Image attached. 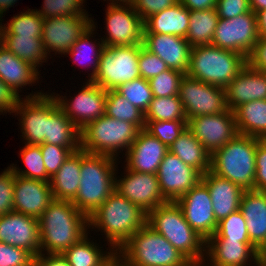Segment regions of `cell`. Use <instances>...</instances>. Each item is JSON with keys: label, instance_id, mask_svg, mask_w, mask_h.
<instances>
[{"label": "cell", "instance_id": "cell-1", "mask_svg": "<svg viewBox=\"0 0 266 266\" xmlns=\"http://www.w3.org/2000/svg\"><path fill=\"white\" fill-rule=\"evenodd\" d=\"M88 228V217L72 201L53 199L39 218L40 254H62L87 235Z\"/></svg>", "mask_w": 266, "mask_h": 266}, {"label": "cell", "instance_id": "cell-2", "mask_svg": "<svg viewBox=\"0 0 266 266\" xmlns=\"http://www.w3.org/2000/svg\"><path fill=\"white\" fill-rule=\"evenodd\" d=\"M146 223L147 213L116 190L88 217V226L103 231L116 253Z\"/></svg>", "mask_w": 266, "mask_h": 266}, {"label": "cell", "instance_id": "cell-3", "mask_svg": "<svg viewBox=\"0 0 266 266\" xmlns=\"http://www.w3.org/2000/svg\"><path fill=\"white\" fill-rule=\"evenodd\" d=\"M115 157L81 150L80 185L72 203L91 216L116 188Z\"/></svg>", "mask_w": 266, "mask_h": 266}, {"label": "cell", "instance_id": "cell-4", "mask_svg": "<svg viewBox=\"0 0 266 266\" xmlns=\"http://www.w3.org/2000/svg\"><path fill=\"white\" fill-rule=\"evenodd\" d=\"M257 137L237 134L211 155L210 171L242 190H254Z\"/></svg>", "mask_w": 266, "mask_h": 266}, {"label": "cell", "instance_id": "cell-5", "mask_svg": "<svg viewBox=\"0 0 266 266\" xmlns=\"http://www.w3.org/2000/svg\"><path fill=\"white\" fill-rule=\"evenodd\" d=\"M116 254L120 266H180L187 260L147 223Z\"/></svg>", "mask_w": 266, "mask_h": 266}, {"label": "cell", "instance_id": "cell-6", "mask_svg": "<svg viewBox=\"0 0 266 266\" xmlns=\"http://www.w3.org/2000/svg\"><path fill=\"white\" fill-rule=\"evenodd\" d=\"M247 65V57L212 44L193 46L187 75L226 88Z\"/></svg>", "mask_w": 266, "mask_h": 266}, {"label": "cell", "instance_id": "cell-7", "mask_svg": "<svg viewBox=\"0 0 266 266\" xmlns=\"http://www.w3.org/2000/svg\"><path fill=\"white\" fill-rule=\"evenodd\" d=\"M147 224L187 259L205 257L206 240L188 224L176 202L168 201L151 210L147 214Z\"/></svg>", "mask_w": 266, "mask_h": 266}, {"label": "cell", "instance_id": "cell-8", "mask_svg": "<svg viewBox=\"0 0 266 266\" xmlns=\"http://www.w3.org/2000/svg\"><path fill=\"white\" fill-rule=\"evenodd\" d=\"M139 129L130 122L120 121L106 114L90 122L81 130V150L117 158L118 152L128 151ZM124 148V149H123Z\"/></svg>", "mask_w": 266, "mask_h": 266}, {"label": "cell", "instance_id": "cell-9", "mask_svg": "<svg viewBox=\"0 0 266 266\" xmlns=\"http://www.w3.org/2000/svg\"><path fill=\"white\" fill-rule=\"evenodd\" d=\"M139 53L140 45L104 47L98 70L91 81L108 91L139 78Z\"/></svg>", "mask_w": 266, "mask_h": 266}, {"label": "cell", "instance_id": "cell-10", "mask_svg": "<svg viewBox=\"0 0 266 266\" xmlns=\"http://www.w3.org/2000/svg\"><path fill=\"white\" fill-rule=\"evenodd\" d=\"M178 96L187 119L228 110L225 88L191 78L187 74L180 83Z\"/></svg>", "mask_w": 266, "mask_h": 266}, {"label": "cell", "instance_id": "cell-11", "mask_svg": "<svg viewBox=\"0 0 266 266\" xmlns=\"http://www.w3.org/2000/svg\"><path fill=\"white\" fill-rule=\"evenodd\" d=\"M259 38L256 13L251 10L231 19L219 18L211 44L248 58Z\"/></svg>", "mask_w": 266, "mask_h": 266}, {"label": "cell", "instance_id": "cell-12", "mask_svg": "<svg viewBox=\"0 0 266 266\" xmlns=\"http://www.w3.org/2000/svg\"><path fill=\"white\" fill-rule=\"evenodd\" d=\"M106 11L105 47L143 44L144 21L132 4H109ZM129 7V8H128Z\"/></svg>", "mask_w": 266, "mask_h": 266}, {"label": "cell", "instance_id": "cell-13", "mask_svg": "<svg viewBox=\"0 0 266 266\" xmlns=\"http://www.w3.org/2000/svg\"><path fill=\"white\" fill-rule=\"evenodd\" d=\"M82 87L72 101L59 94L54 96L59 108L80 130L105 115L107 93L91 80Z\"/></svg>", "mask_w": 266, "mask_h": 266}, {"label": "cell", "instance_id": "cell-14", "mask_svg": "<svg viewBox=\"0 0 266 266\" xmlns=\"http://www.w3.org/2000/svg\"><path fill=\"white\" fill-rule=\"evenodd\" d=\"M187 129L212 155L237 134L234 111L228 109L212 115L187 119Z\"/></svg>", "mask_w": 266, "mask_h": 266}, {"label": "cell", "instance_id": "cell-15", "mask_svg": "<svg viewBox=\"0 0 266 266\" xmlns=\"http://www.w3.org/2000/svg\"><path fill=\"white\" fill-rule=\"evenodd\" d=\"M89 15L58 16L44 19L41 40L47 54L67 53L72 45L92 27ZM51 50V51H50Z\"/></svg>", "mask_w": 266, "mask_h": 266}, {"label": "cell", "instance_id": "cell-16", "mask_svg": "<svg viewBox=\"0 0 266 266\" xmlns=\"http://www.w3.org/2000/svg\"><path fill=\"white\" fill-rule=\"evenodd\" d=\"M175 202L188 224L206 241L216 232L218 223L211 196L202 180Z\"/></svg>", "mask_w": 266, "mask_h": 266}, {"label": "cell", "instance_id": "cell-17", "mask_svg": "<svg viewBox=\"0 0 266 266\" xmlns=\"http://www.w3.org/2000/svg\"><path fill=\"white\" fill-rule=\"evenodd\" d=\"M202 173L168 151L159 165L158 181L164 198L175 202L202 180Z\"/></svg>", "mask_w": 266, "mask_h": 266}, {"label": "cell", "instance_id": "cell-18", "mask_svg": "<svg viewBox=\"0 0 266 266\" xmlns=\"http://www.w3.org/2000/svg\"><path fill=\"white\" fill-rule=\"evenodd\" d=\"M126 169V176L117 180L115 190L147 214L168 201L164 198L157 174L139 173Z\"/></svg>", "mask_w": 266, "mask_h": 266}, {"label": "cell", "instance_id": "cell-19", "mask_svg": "<svg viewBox=\"0 0 266 266\" xmlns=\"http://www.w3.org/2000/svg\"><path fill=\"white\" fill-rule=\"evenodd\" d=\"M0 242L40 254L39 219L15 211L0 215Z\"/></svg>", "mask_w": 266, "mask_h": 266}, {"label": "cell", "instance_id": "cell-20", "mask_svg": "<svg viewBox=\"0 0 266 266\" xmlns=\"http://www.w3.org/2000/svg\"><path fill=\"white\" fill-rule=\"evenodd\" d=\"M20 115L22 137L25 144L40 145L47 138L48 93L38 92L22 98L14 113ZM22 120V121H21Z\"/></svg>", "mask_w": 266, "mask_h": 266}, {"label": "cell", "instance_id": "cell-21", "mask_svg": "<svg viewBox=\"0 0 266 266\" xmlns=\"http://www.w3.org/2000/svg\"><path fill=\"white\" fill-rule=\"evenodd\" d=\"M205 252L210 262L208 264L211 266H247L249 265L247 262L251 259L257 266L266 264L265 259L251 242H240L229 238H209L206 241Z\"/></svg>", "mask_w": 266, "mask_h": 266}, {"label": "cell", "instance_id": "cell-22", "mask_svg": "<svg viewBox=\"0 0 266 266\" xmlns=\"http://www.w3.org/2000/svg\"><path fill=\"white\" fill-rule=\"evenodd\" d=\"M53 199L49 182L15 175L13 211L39 219Z\"/></svg>", "mask_w": 266, "mask_h": 266}, {"label": "cell", "instance_id": "cell-23", "mask_svg": "<svg viewBox=\"0 0 266 266\" xmlns=\"http://www.w3.org/2000/svg\"><path fill=\"white\" fill-rule=\"evenodd\" d=\"M169 148L145 129H140L134 143L125 152L126 168L139 173L157 174Z\"/></svg>", "mask_w": 266, "mask_h": 266}, {"label": "cell", "instance_id": "cell-24", "mask_svg": "<svg viewBox=\"0 0 266 266\" xmlns=\"http://www.w3.org/2000/svg\"><path fill=\"white\" fill-rule=\"evenodd\" d=\"M143 46L160 57L169 69L187 74L192 46L186 38L176 35L144 33Z\"/></svg>", "mask_w": 266, "mask_h": 266}, {"label": "cell", "instance_id": "cell-25", "mask_svg": "<svg viewBox=\"0 0 266 266\" xmlns=\"http://www.w3.org/2000/svg\"><path fill=\"white\" fill-rule=\"evenodd\" d=\"M239 210L245 218L251 244L266 261V191H244Z\"/></svg>", "mask_w": 266, "mask_h": 266}, {"label": "cell", "instance_id": "cell-26", "mask_svg": "<svg viewBox=\"0 0 266 266\" xmlns=\"http://www.w3.org/2000/svg\"><path fill=\"white\" fill-rule=\"evenodd\" d=\"M228 109L241 104L266 99V72L253 69L248 63L225 88Z\"/></svg>", "mask_w": 266, "mask_h": 266}, {"label": "cell", "instance_id": "cell-27", "mask_svg": "<svg viewBox=\"0 0 266 266\" xmlns=\"http://www.w3.org/2000/svg\"><path fill=\"white\" fill-rule=\"evenodd\" d=\"M81 130L59 108L54 95L48 94L47 138L44 143L68 147L72 152L81 149Z\"/></svg>", "mask_w": 266, "mask_h": 266}, {"label": "cell", "instance_id": "cell-28", "mask_svg": "<svg viewBox=\"0 0 266 266\" xmlns=\"http://www.w3.org/2000/svg\"><path fill=\"white\" fill-rule=\"evenodd\" d=\"M202 181L209 190L217 223L239 210L244 190L237 184L215 175L210 170L202 175Z\"/></svg>", "mask_w": 266, "mask_h": 266}, {"label": "cell", "instance_id": "cell-29", "mask_svg": "<svg viewBox=\"0 0 266 266\" xmlns=\"http://www.w3.org/2000/svg\"><path fill=\"white\" fill-rule=\"evenodd\" d=\"M190 24V10L179 1L144 21V33L176 35L186 38Z\"/></svg>", "mask_w": 266, "mask_h": 266}, {"label": "cell", "instance_id": "cell-30", "mask_svg": "<svg viewBox=\"0 0 266 266\" xmlns=\"http://www.w3.org/2000/svg\"><path fill=\"white\" fill-rule=\"evenodd\" d=\"M81 149L64 161L51 178L50 185L54 199L73 201L80 185Z\"/></svg>", "mask_w": 266, "mask_h": 266}, {"label": "cell", "instance_id": "cell-31", "mask_svg": "<svg viewBox=\"0 0 266 266\" xmlns=\"http://www.w3.org/2000/svg\"><path fill=\"white\" fill-rule=\"evenodd\" d=\"M39 72L29 63L18 58L6 47L0 48V79L17 92L23 86L35 84L40 77Z\"/></svg>", "mask_w": 266, "mask_h": 266}, {"label": "cell", "instance_id": "cell-32", "mask_svg": "<svg viewBox=\"0 0 266 266\" xmlns=\"http://www.w3.org/2000/svg\"><path fill=\"white\" fill-rule=\"evenodd\" d=\"M234 114L238 134L266 139V99L241 104Z\"/></svg>", "mask_w": 266, "mask_h": 266}, {"label": "cell", "instance_id": "cell-33", "mask_svg": "<svg viewBox=\"0 0 266 266\" xmlns=\"http://www.w3.org/2000/svg\"><path fill=\"white\" fill-rule=\"evenodd\" d=\"M169 151L202 174H205L211 168L210 153L187 128L172 143Z\"/></svg>", "mask_w": 266, "mask_h": 266}, {"label": "cell", "instance_id": "cell-34", "mask_svg": "<svg viewBox=\"0 0 266 266\" xmlns=\"http://www.w3.org/2000/svg\"><path fill=\"white\" fill-rule=\"evenodd\" d=\"M88 234L65 250L62 255L70 266H109L116 258V251L103 253L96 243L88 240Z\"/></svg>", "mask_w": 266, "mask_h": 266}, {"label": "cell", "instance_id": "cell-35", "mask_svg": "<svg viewBox=\"0 0 266 266\" xmlns=\"http://www.w3.org/2000/svg\"><path fill=\"white\" fill-rule=\"evenodd\" d=\"M4 47L36 69L48 58L41 37L8 35L5 32Z\"/></svg>", "mask_w": 266, "mask_h": 266}, {"label": "cell", "instance_id": "cell-36", "mask_svg": "<svg viewBox=\"0 0 266 266\" xmlns=\"http://www.w3.org/2000/svg\"><path fill=\"white\" fill-rule=\"evenodd\" d=\"M218 21L216 9L190 11L186 40L192 47L211 44Z\"/></svg>", "mask_w": 266, "mask_h": 266}, {"label": "cell", "instance_id": "cell-37", "mask_svg": "<svg viewBox=\"0 0 266 266\" xmlns=\"http://www.w3.org/2000/svg\"><path fill=\"white\" fill-rule=\"evenodd\" d=\"M105 108L107 116L133 123L139 130L145 129L144 113L116 90L107 91Z\"/></svg>", "mask_w": 266, "mask_h": 266}, {"label": "cell", "instance_id": "cell-38", "mask_svg": "<svg viewBox=\"0 0 266 266\" xmlns=\"http://www.w3.org/2000/svg\"><path fill=\"white\" fill-rule=\"evenodd\" d=\"M145 121L187 120L184 107L178 95L153 97L146 112Z\"/></svg>", "mask_w": 266, "mask_h": 266}, {"label": "cell", "instance_id": "cell-39", "mask_svg": "<svg viewBox=\"0 0 266 266\" xmlns=\"http://www.w3.org/2000/svg\"><path fill=\"white\" fill-rule=\"evenodd\" d=\"M93 31H95L94 21H92V27L89 28V30L87 32H85V34H83L72 45L71 49L66 53L68 55L70 54L71 57L73 58V60L75 62H77V64L79 62L81 64L82 62H85V61L90 62V65L92 67V73L88 76V77H90L88 80H92L94 78V76L98 70V67H99V58L101 55V51L105 47L102 40H101V42L98 41L97 45L94 44V43H96V41L95 42H92V40L90 41V37L94 33ZM95 47H97V48H95ZM82 59H83V61H82ZM92 64H93V66H92ZM81 66H82V64H81ZM86 66H87V64H86Z\"/></svg>", "mask_w": 266, "mask_h": 266}, {"label": "cell", "instance_id": "cell-40", "mask_svg": "<svg viewBox=\"0 0 266 266\" xmlns=\"http://www.w3.org/2000/svg\"><path fill=\"white\" fill-rule=\"evenodd\" d=\"M25 147L20 151L22 162L27 167L25 170L19 169L16 166H9L15 175L44 182L51 181V177L45 169L43 156L39 145L25 144Z\"/></svg>", "mask_w": 266, "mask_h": 266}, {"label": "cell", "instance_id": "cell-41", "mask_svg": "<svg viewBox=\"0 0 266 266\" xmlns=\"http://www.w3.org/2000/svg\"><path fill=\"white\" fill-rule=\"evenodd\" d=\"M43 23L44 18L37 11L28 9L13 16L4 30L8 35L41 37Z\"/></svg>", "mask_w": 266, "mask_h": 266}, {"label": "cell", "instance_id": "cell-42", "mask_svg": "<svg viewBox=\"0 0 266 266\" xmlns=\"http://www.w3.org/2000/svg\"><path fill=\"white\" fill-rule=\"evenodd\" d=\"M116 91L143 113L146 112L154 97L148 80L142 77L121 84Z\"/></svg>", "mask_w": 266, "mask_h": 266}, {"label": "cell", "instance_id": "cell-43", "mask_svg": "<svg viewBox=\"0 0 266 266\" xmlns=\"http://www.w3.org/2000/svg\"><path fill=\"white\" fill-rule=\"evenodd\" d=\"M210 238H229V240L250 242L246 221L241 211L230 213L218 222L216 232Z\"/></svg>", "mask_w": 266, "mask_h": 266}, {"label": "cell", "instance_id": "cell-44", "mask_svg": "<svg viewBox=\"0 0 266 266\" xmlns=\"http://www.w3.org/2000/svg\"><path fill=\"white\" fill-rule=\"evenodd\" d=\"M187 128V120L145 121V130L168 148Z\"/></svg>", "mask_w": 266, "mask_h": 266}, {"label": "cell", "instance_id": "cell-45", "mask_svg": "<svg viewBox=\"0 0 266 266\" xmlns=\"http://www.w3.org/2000/svg\"><path fill=\"white\" fill-rule=\"evenodd\" d=\"M184 73L168 69L148 80L154 97H167L179 94L180 83Z\"/></svg>", "mask_w": 266, "mask_h": 266}, {"label": "cell", "instance_id": "cell-46", "mask_svg": "<svg viewBox=\"0 0 266 266\" xmlns=\"http://www.w3.org/2000/svg\"><path fill=\"white\" fill-rule=\"evenodd\" d=\"M84 2V0H44L42 10L35 11L44 19L58 16L88 15L82 9Z\"/></svg>", "mask_w": 266, "mask_h": 266}, {"label": "cell", "instance_id": "cell-47", "mask_svg": "<svg viewBox=\"0 0 266 266\" xmlns=\"http://www.w3.org/2000/svg\"><path fill=\"white\" fill-rule=\"evenodd\" d=\"M39 146L47 174L52 178L64 161L72 154V151L68 147L49 143H42Z\"/></svg>", "mask_w": 266, "mask_h": 266}, {"label": "cell", "instance_id": "cell-48", "mask_svg": "<svg viewBox=\"0 0 266 266\" xmlns=\"http://www.w3.org/2000/svg\"><path fill=\"white\" fill-rule=\"evenodd\" d=\"M138 63L140 77L146 80H149L169 69L160 57L148 51L143 44L140 45Z\"/></svg>", "mask_w": 266, "mask_h": 266}, {"label": "cell", "instance_id": "cell-49", "mask_svg": "<svg viewBox=\"0 0 266 266\" xmlns=\"http://www.w3.org/2000/svg\"><path fill=\"white\" fill-rule=\"evenodd\" d=\"M35 259L23 248L0 242V266H29Z\"/></svg>", "mask_w": 266, "mask_h": 266}, {"label": "cell", "instance_id": "cell-50", "mask_svg": "<svg viewBox=\"0 0 266 266\" xmlns=\"http://www.w3.org/2000/svg\"><path fill=\"white\" fill-rule=\"evenodd\" d=\"M14 172L8 167L0 173V215L13 211Z\"/></svg>", "mask_w": 266, "mask_h": 266}, {"label": "cell", "instance_id": "cell-51", "mask_svg": "<svg viewBox=\"0 0 266 266\" xmlns=\"http://www.w3.org/2000/svg\"><path fill=\"white\" fill-rule=\"evenodd\" d=\"M216 11L221 19H231L251 11L249 0H217Z\"/></svg>", "mask_w": 266, "mask_h": 266}, {"label": "cell", "instance_id": "cell-52", "mask_svg": "<svg viewBox=\"0 0 266 266\" xmlns=\"http://www.w3.org/2000/svg\"><path fill=\"white\" fill-rule=\"evenodd\" d=\"M179 0H134L133 9L145 21L151 15L174 6Z\"/></svg>", "mask_w": 266, "mask_h": 266}, {"label": "cell", "instance_id": "cell-53", "mask_svg": "<svg viewBox=\"0 0 266 266\" xmlns=\"http://www.w3.org/2000/svg\"><path fill=\"white\" fill-rule=\"evenodd\" d=\"M254 190L266 191V139L257 138Z\"/></svg>", "mask_w": 266, "mask_h": 266}, {"label": "cell", "instance_id": "cell-54", "mask_svg": "<svg viewBox=\"0 0 266 266\" xmlns=\"http://www.w3.org/2000/svg\"><path fill=\"white\" fill-rule=\"evenodd\" d=\"M19 95V92L0 79V113H14L22 101Z\"/></svg>", "mask_w": 266, "mask_h": 266}, {"label": "cell", "instance_id": "cell-55", "mask_svg": "<svg viewBox=\"0 0 266 266\" xmlns=\"http://www.w3.org/2000/svg\"><path fill=\"white\" fill-rule=\"evenodd\" d=\"M247 63L255 70L266 72V38L260 37L249 57Z\"/></svg>", "mask_w": 266, "mask_h": 266}, {"label": "cell", "instance_id": "cell-56", "mask_svg": "<svg viewBox=\"0 0 266 266\" xmlns=\"http://www.w3.org/2000/svg\"><path fill=\"white\" fill-rule=\"evenodd\" d=\"M48 255V256H47ZM39 254L36 259L43 266H70L62 254Z\"/></svg>", "mask_w": 266, "mask_h": 266}, {"label": "cell", "instance_id": "cell-57", "mask_svg": "<svg viewBox=\"0 0 266 266\" xmlns=\"http://www.w3.org/2000/svg\"><path fill=\"white\" fill-rule=\"evenodd\" d=\"M190 11L216 9L217 0H179Z\"/></svg>", "mask_w": 266, "mask_h": 266}, {"label": "cell", "instance_id": "cell-58", "mask_svg": "<svg viewBox=\"0 0 266 266\" xmlns=\"http://www.w3.org/2000/svg\"><path fill=\"white\" fill-rule=\"evenodd\" d=\"M259 37L266 38V10L256 12Z\"/></svg>", "mask_w": 266, "mask_h": 266}, {"label": "cell", "instance_id": "cell-59", "mask_svg": "<svg viewBox=\"0 0 266 266\" xmlns=\"http://www.w3.org/2000/svg\"><path fill=\"white\" fill-rule=\"evenodd\" d=\"M251 10L256 13L261 10H266V0H249Z\"/></svg>", "mask_w": 266, "mask_h": 266}, {"label": "cell", "instance_id": "cell-60", "mask_svg": "<svg viewBox=\"0 0 266 266\" xmlns=\"http://www.w3.org/2000/svg\"><path fill=\"white\" fill-rule=\"evenodd\" d=\"M17 0H0V18L3 17V13L13 7Z\"/></svg>", "mask_w": 266, "mask_h": 266}, {"label": "cell", "instance_id": "cell-61", "mask_svg": "<svg viewBox=\"0 0 266 266\" xmlns=\"http://www.w3.org/2000/svg\"><path fill=\"white\" fill-rule=\"evenodd\" d=\"M205 257L200 258V259H187L182 265L180 266H205ZM204 261V262H203ZM203 264V265H202ZM206 266H210L209 264Z\"/></svg>", "mask_w": 266, "mask_h": 266}, {"label": "cell", "instance_id": "cell-62", "mask_svg": "<svg viewBox=\"0 0 266 266\" xmlns=\"http://www.w3.org/2000/svg\"><path fill=\"white\" fill-rule=\"evenodd\" d=\"M0 21H2L1 18ZM4 33H5L4 26L0 23V48L4 46Z\"/></svg>", "mask_w": 266, "mask_h": 266}, {"label": "cell", "instance_id": "cell-63", "mask_svg": "<svg viewBox=\"0 0 266 266\" xmlns=\"http://www.w3.org/2000/svg\"><path fill=\"white\" fill-rule=\"evenodd\" d=\"M108 1V0H107ZM109 4H132L134 0H109ZM117 1V2H116ZM119 1V2H118Z\"/></svg>", "mask_w": 266, "mask_h": 266}, {"label": "cell", "instance_id": "cell-64", "mask_svg": "<svg viewBox=\"0 0 266 266\" xmlns=\"http://www.w3.org/2000/svg\"><path fill=\"white\" fill-rule=\"evenodd\" d=\"M29 266H43L37 259H35Z\"/></svg>", "mask_w": 266, "mask_h": 266}, {"label": "cell", "instance_id": "cell-65", "mask_svg": "<svg viewBox=\"0 0 266 266\" xmlns=\"http://www.w3.org/2000/svg\"><path fill=\"white\" fill-rule=\"evenodd\" d=\"M109 266H120L118 259L116 258Z\"/></svg>", "mask_w": 266, "mask_h": 266}]
</instances>
